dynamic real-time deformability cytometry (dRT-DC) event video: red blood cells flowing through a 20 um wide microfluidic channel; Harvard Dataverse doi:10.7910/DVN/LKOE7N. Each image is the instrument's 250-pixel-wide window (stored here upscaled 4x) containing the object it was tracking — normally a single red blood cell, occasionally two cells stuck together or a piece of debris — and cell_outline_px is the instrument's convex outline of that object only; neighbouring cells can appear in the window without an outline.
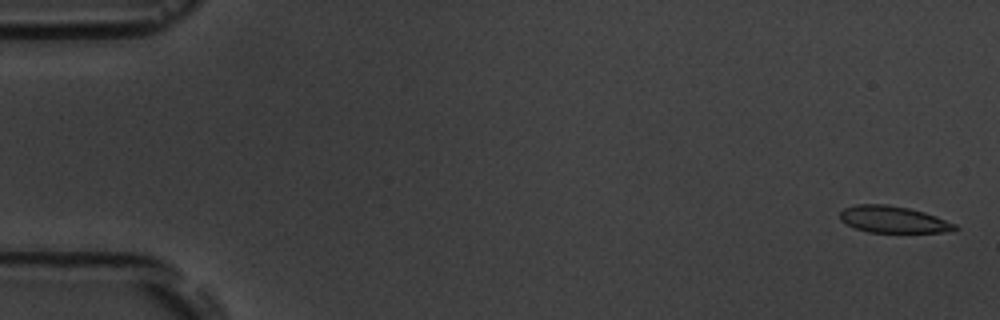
{"species": "common noctule bat (a hibernating species)", "species_latin": "Nyctalus noctula", "temperature_condition": "room temperature", "stored_images_in_passage": 6, "camera_frame_rate_fps": 3000, "um_per_image_px": 0.085, "animal": {"sex": "male", "body_mass_g": 19.5, "forearm_length_mm": 54.6}, "frame": {"image": 1, "passage_image": 1, "time_ms": 0.0, "image_size_px": [1000, 320], "cell_outline_px": [[960, 228], [952, 232], [868, 232], [856, 228], [840, 220], [840, 212], [844, 208], [856, 204], [888, 204], [908, 208], [924, 212], [936, 216], [956, 224]], "centroid_in_image_um": [75.95, 18.65], "position_along_channel_um": 9.0, "area_um2": 17.92}}